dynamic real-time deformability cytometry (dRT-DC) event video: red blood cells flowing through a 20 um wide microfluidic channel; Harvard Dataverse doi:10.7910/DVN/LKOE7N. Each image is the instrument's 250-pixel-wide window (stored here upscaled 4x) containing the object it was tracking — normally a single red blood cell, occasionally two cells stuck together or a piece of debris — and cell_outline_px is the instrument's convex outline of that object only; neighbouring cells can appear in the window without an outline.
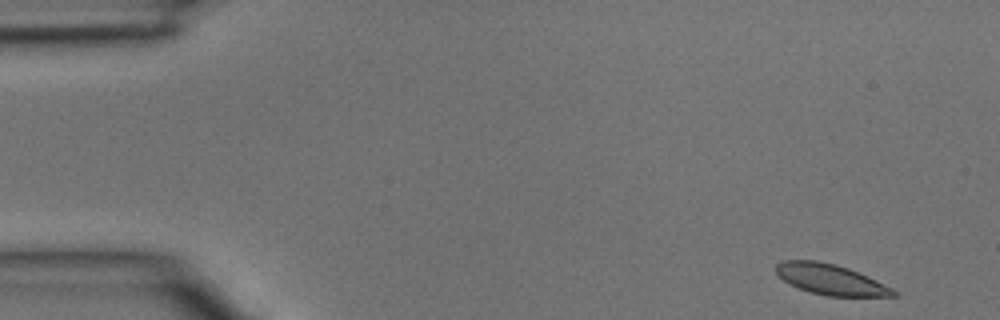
{"species": "common noctule bat (a hibernating species)", "species_latin": "Nyctalus noctula", "temperature_condition": "room temperature", "stored_images_in_passage": 4, "camera_frame_rate_fps": 3000, "um_per_image_px": 0.085, "animal": {"sex": "male", "body_mass_g": 15.6}, "frame": {"image": 1, "passage_image": 1, "time_ms": 0.0, "image_size_px": [1000, 320], "cell_outline_px": [[896, 296], [828, 296], [812, 292], [800, 288], [784, 280], [776, 272], [776, 264], [784, 260], [816, 260], [836, 264], [848, 268], [868, 276], [892, 288], [896, 292]], "centroid_in_image_um": [70.61, 23.74], "position_along_channel_um": 14.4, "area_um2": 20.58}}
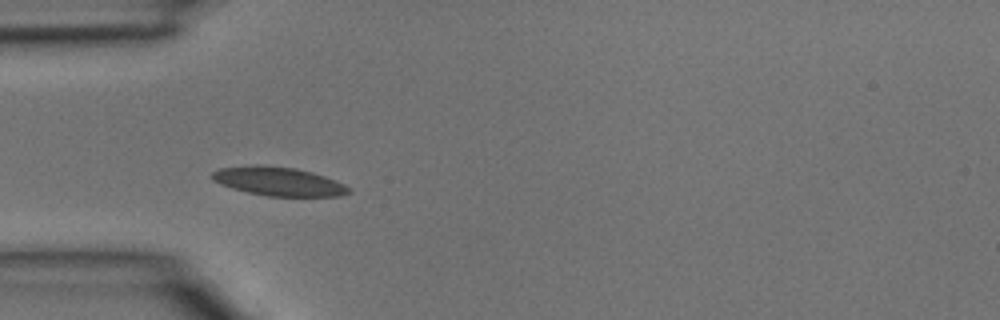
{"frame": {"image": 2, "passage_image": 4, "time_ms": 1.0, "image_size_px": [1000, 320], "cell_outline_px": [[352, 192], [340, 196], [268, 196], [248, 192], [232, 188], [220, 184], [212, 180], [212, 172], [220, 168], [252, 164], [260, 164], [296, 168], [312, 172], [336, 180], [352, 188]], "centroid_in_image_um": [23.69, 15.41], "position_along_channel_um": 61.3, "area_um2": 23.12}}